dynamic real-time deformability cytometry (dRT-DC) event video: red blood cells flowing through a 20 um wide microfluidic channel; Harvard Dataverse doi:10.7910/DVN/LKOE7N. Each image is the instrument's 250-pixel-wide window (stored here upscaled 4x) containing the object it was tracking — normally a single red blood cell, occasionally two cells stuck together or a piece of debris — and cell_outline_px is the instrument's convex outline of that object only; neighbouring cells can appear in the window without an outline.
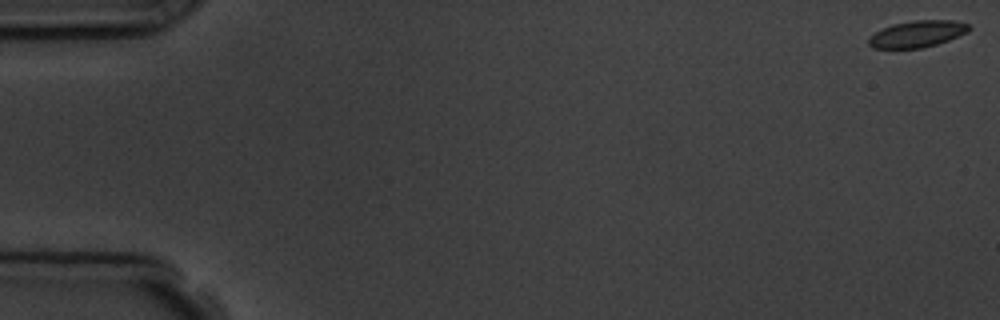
{"species": "common noctule bat (a hibernating species)", "species_latin": "Nyctalus noctula", "temperature_condition": "room temperature", "stored_images_in_passage": 5, "camera_frame_rate_fps": 3000, "um_per_image_px": 0.085, "animal": {"sex": "male", "body_mass_g": 19.5, "forearm_length_mm": 54.6}, "frame": {"image": 1, "passage_image": 1, "time_ms": 0.0, "image_size_px": [1000, 320], "cell_outline_px": [[972, 28], [968, 32], [948, 40], [936, 44], [920, 48], [872, 48], [868, 44], [868, 36], [892, 24], [912, 20], [952, 20], [968, 24]], "centroid_in_image_um": [77.96, 2.88], "position_along_channel_um": 7.0, "area_um2": 15.55}}